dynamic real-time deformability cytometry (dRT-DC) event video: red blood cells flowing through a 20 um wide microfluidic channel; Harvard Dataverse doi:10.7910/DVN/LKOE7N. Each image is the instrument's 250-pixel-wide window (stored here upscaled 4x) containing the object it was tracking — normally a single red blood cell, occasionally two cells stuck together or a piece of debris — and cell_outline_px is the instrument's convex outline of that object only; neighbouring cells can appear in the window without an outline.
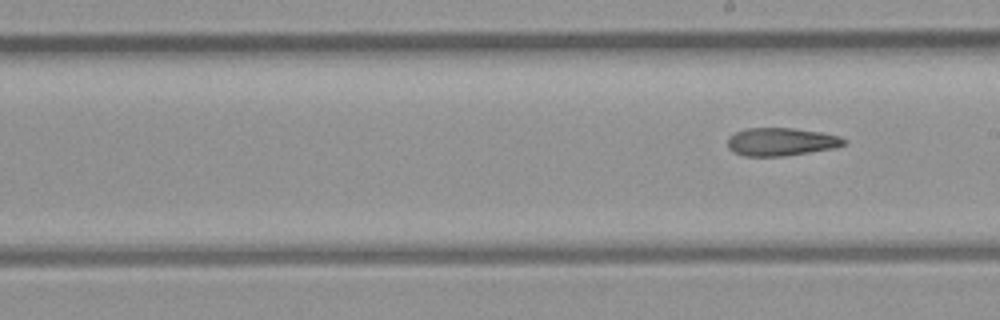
{"species": "common noctule bat (a hibernating species)", "species_latin": "Nyctalus noctula", "temperature_condition": "room temperature", "stored_images_in_passage": 8, "camera_frame_rate_fps": 3000, "um_per_image_px": 0.085, "animal": {"sex": "female", "body_mass_g": 21.9}, "frame": {"image": 1, "passage_image": 8, "time_ms": 9.0, "image_size_px": [1000, 320], "cell_outline_px": [[848, 140], [844, 144], [832, 148], [784, 156], [744, 156], [728, 148], [728, 136], [744, 128], [792, 128], [820, 132], [840, 136]], "centroid_in_image_um": [66.37, 12.04], "position_along_channel_um": 222.6, "area_um2": 18.84}}